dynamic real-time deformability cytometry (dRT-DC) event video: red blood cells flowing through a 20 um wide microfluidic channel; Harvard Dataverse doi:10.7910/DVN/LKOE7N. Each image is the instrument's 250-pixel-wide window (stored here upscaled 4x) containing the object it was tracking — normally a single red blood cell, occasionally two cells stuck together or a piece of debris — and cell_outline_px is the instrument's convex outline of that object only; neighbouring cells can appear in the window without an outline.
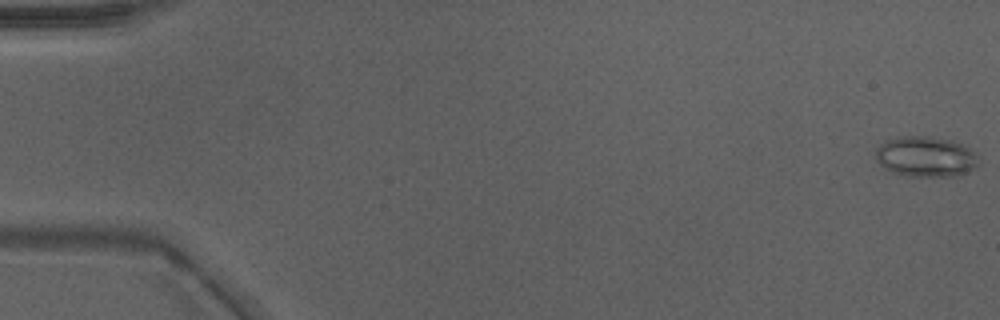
{"species": "Egyptian fruit bat (a non-hibernating species)", "species_latin": "Rousettus aegyptiacus", "temperature_condition": "warm", "stored_images_in_passage": 11, "camera_frame_rate_fps": 3000, "um_per_image_px": 0.085, "animal": {"sex": "male"}, "frame": {"image": 1, "passage_image": 1, "time_ms": 0.0, "image_size_px": [1000, 320], "cell_outline_px": [[976, 164], [972, 168], [956, 176], [908, 176], [892, 172], [884, 168], [876, 160], [876, 148], [880, 144], [888, 140], [904, 136], [932, 136], [948, 140], [960, 144], [968, 148], [976, 156]], "centroid_in_image_um": [78.61, 13.31], "position_along_channel_um": 6.4, "area_um2": 23.76}}